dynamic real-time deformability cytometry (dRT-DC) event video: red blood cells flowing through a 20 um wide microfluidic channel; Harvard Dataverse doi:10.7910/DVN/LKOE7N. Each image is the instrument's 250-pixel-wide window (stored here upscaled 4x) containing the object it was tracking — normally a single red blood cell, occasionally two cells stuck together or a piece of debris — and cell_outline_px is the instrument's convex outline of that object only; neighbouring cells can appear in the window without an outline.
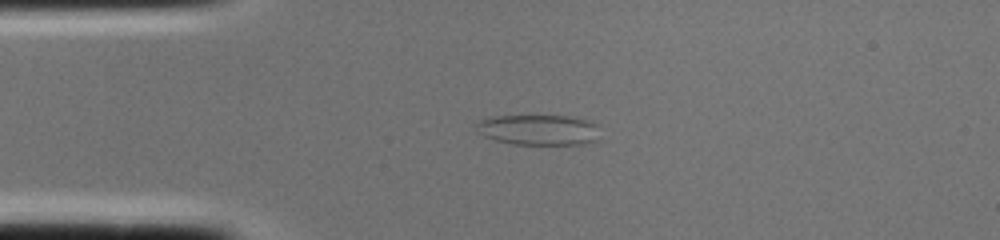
{"species": "common noctule bat (a hibernating species)", "species_latin": "Nyctalus noctula", "temperature_condition": "cold", "stored_images_in_passage": 2, "camera_frame_rate_fps": 3000, "um_per_image_px": 0.085, "animal": {"sex": "female", "body_mass_g": 22.0, "forearm_length_mm": 56.7}, "frame": {"image": 1, "passage_image": 2, "time_ms": 0.333, "image_size_px": [1000, 240], "cell_outline_px": [[596, 140], [584, 144], [512, 144], [496, 140], [484, 136], [472, 124], [476, 120], [492, 116], [568, 116], [588, 120], [596, 124]], "centroid_in_image_um": [45.69, 11.02], "position_along_channel_um": 39.3, "area_um2": 21.91}}